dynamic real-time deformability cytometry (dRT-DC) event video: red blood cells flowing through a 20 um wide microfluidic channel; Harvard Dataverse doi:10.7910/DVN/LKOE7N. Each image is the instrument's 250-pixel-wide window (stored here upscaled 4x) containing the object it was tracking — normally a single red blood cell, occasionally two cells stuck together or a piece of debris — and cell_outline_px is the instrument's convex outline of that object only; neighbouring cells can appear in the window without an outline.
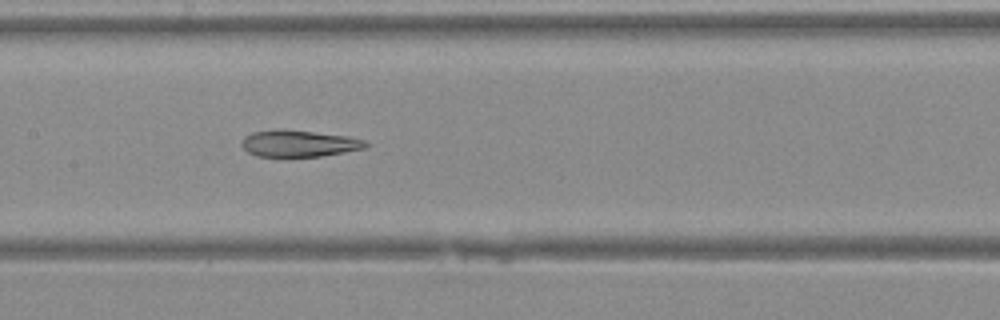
{"species": "Egyptian fruit bat (a non-hibernating species)", "species_latin": "Rousettus aegyptiacus", "temperature_condition": "warm", "stored_images_in_passage": 31, "camera_frame_rate_fps": 3000, "um_per_image_px": 0.085, "animal": {"sex": "female"}, "frame": {"image": 1, "passage_image": 10, "time_ms": 3.0, "image_size_px": [1000, 320], "cell_outline_px": [[368, 148], [320, 156], [256, 156], [248, 152], [240, 144], [244, 136], [252, 132], [280, 128], [284, 128], [348, 136], [364, 140], [368, 144]], "centroid_in_image_um": [25.39, 12.18], "position_along_channel_um": 182.0, "area_um2": 19.42}}
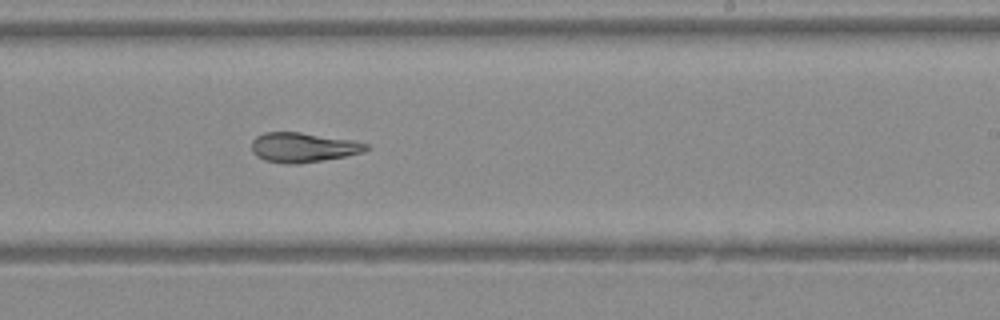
{"frame": {"image": 2, "passage_image": 15, "time_ms": 4.667, "image_size_px": [1000, 320], "cell_outline_px": [[368, 148], [364, 152], [344, 156], [300, 164], [284, 164], [264, 160], [256, 156], [252, 152], [252, 140], [256, 136], [264, 132], [300, 132], [352, 140], [368, 144]], "centroid_in_image_um": [25.72, 12.53], "position_along_channel_um": 263.3, "area_um2": 19.83}}
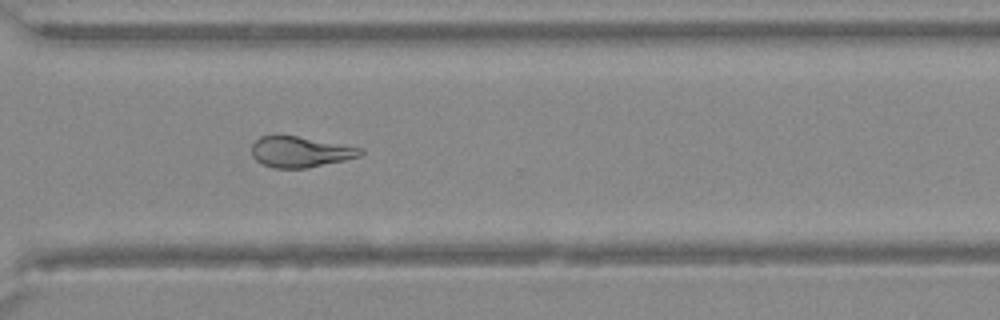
{"frame": {"image": 3, "passage_image": 20, "time_ms": 6.333, "image_size_px": [1000, 320], "cell_outline_px": [[364, 152], [360, 156], [344, 160], [308, 168], [272, 168], [260, 164], [252, 156], [252, 144], [260, 136], [296, 136], [364, 148]], "centroid_in_image_um": [25.52, 12.92], "position_along_channel_um": 345.1, "area_um2": 19.48}}